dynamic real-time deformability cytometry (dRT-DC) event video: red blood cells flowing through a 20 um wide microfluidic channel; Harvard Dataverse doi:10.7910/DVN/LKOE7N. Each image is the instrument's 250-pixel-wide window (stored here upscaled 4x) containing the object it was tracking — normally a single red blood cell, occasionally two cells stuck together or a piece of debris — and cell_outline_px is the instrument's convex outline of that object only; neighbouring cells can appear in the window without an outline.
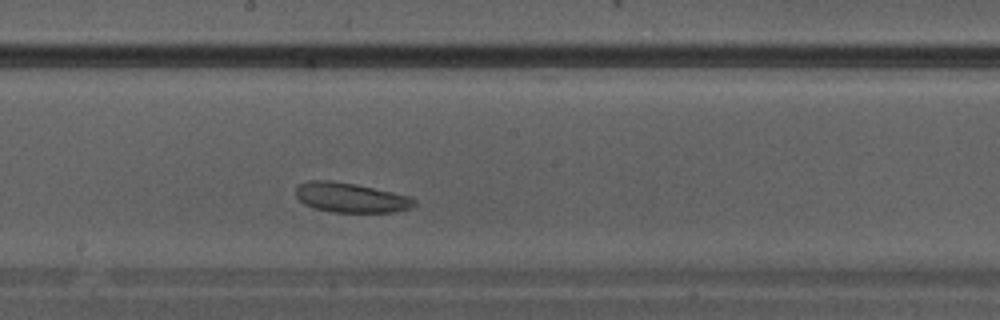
{"species": "Egyptian fruit bat (a non-hibernating species)", "species_latin": "Rousettus aegyptiacus", "temperature_condition": "warm", "stored_images_in_passage": 23, "camera_frame_rate_fps": 3000, "um_per_image_px": 0.085, "animal": {"sex": "male"}, "frame": {"image": 1, "passage_image": 10, "time_ms": 3.0, "image_size_px": [1000, 320], "cell_outline_px": [[416, 204], [412, 208], [392, 212], [332, 212], [316, 208], [304, 204], [296, 196], [296, 188], [300, 184], [308, 180], [328, 180], [356, 184], [412, 196], [416, 200]], "centroid_in_image_um": [29.85, 16.79], "position_along_channel_um": 218.3, "area_um2": 20.58}}